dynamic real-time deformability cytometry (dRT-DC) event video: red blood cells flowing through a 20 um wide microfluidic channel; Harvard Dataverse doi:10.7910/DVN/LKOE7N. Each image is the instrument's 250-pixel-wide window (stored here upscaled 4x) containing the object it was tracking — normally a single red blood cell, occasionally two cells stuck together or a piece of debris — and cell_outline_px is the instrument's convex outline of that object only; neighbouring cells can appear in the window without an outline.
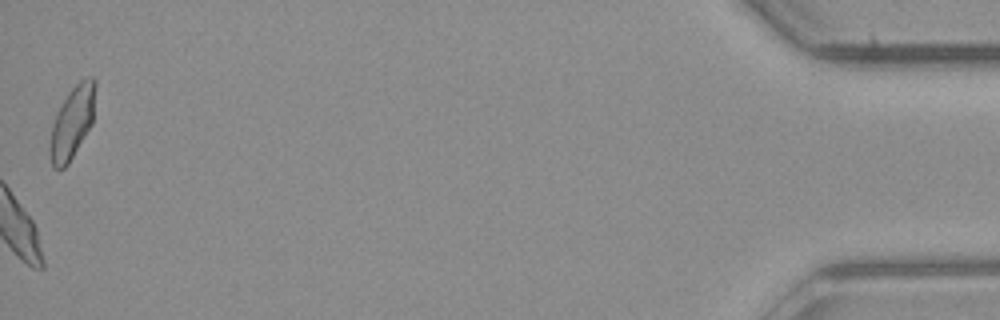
{"species": "common noctule bat (a hibernating species)", "species_latin": "Nyctalus noctula", "temperature_condition": "room temperature", "stored_images_in_passage": 48, "camera_frame_rate_fps": 3000, "um_per_image_px": 0.085, "animal": {"sex": "male", "body_mass_g": 23.1, "forearm_length_mm": 52.7}, "frame": {"image": 1, "passage_image": 48, "time_ms": 15.667, "image_size_px": [1000, 320], "cell_outline_px": [[96, 84], [92, 124], [68, 164], [64, 168], [52, 168], [48, 148], [48, 144], [52, 124], [56, 112], [68, 92], [80, 80], [88, 76], [92, 76], [96, 80]], "centroid_in_image_um": [6.11, 10.4], "position_along_channel_um": 429.1, "area_um2": 19.36}, "authors_computed_cell_mechanics": {"area_um2": 19.9988, "velocity_mm_per_s": 3.9985, "shape_relaxation_time_tau1_ms": 10.8674, "shape_relaxation_time_tau2_ms": 3.3046, "deformation_change_tau1": 0.1689, "deformation_change_tau2": 0.0838}}